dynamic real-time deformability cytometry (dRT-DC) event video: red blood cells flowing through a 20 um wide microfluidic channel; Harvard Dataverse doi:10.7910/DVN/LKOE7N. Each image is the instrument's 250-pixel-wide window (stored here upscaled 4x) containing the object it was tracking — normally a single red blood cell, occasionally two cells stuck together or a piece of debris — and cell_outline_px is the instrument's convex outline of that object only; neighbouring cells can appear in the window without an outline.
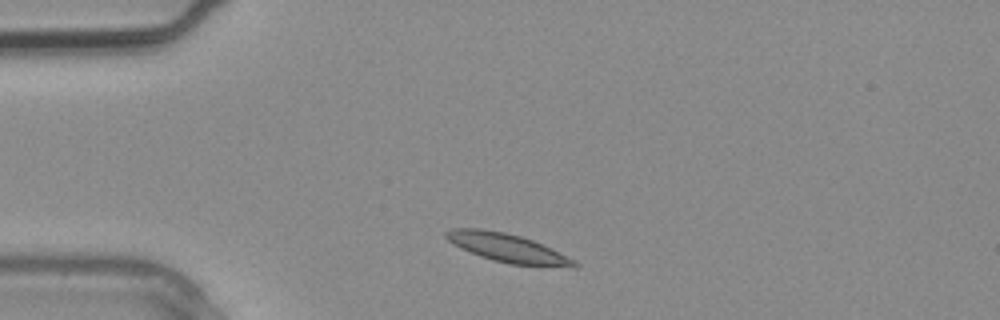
{"species": "common noctule bat (a hibernating species)", "species_latin": "Nyctalus noctula", "temperature_condition": "warm", "stored_images_in_passage": 1, "camera_frame_rate_fps": 3000, "um_per_image_px": 0.085, "animal": {"sex": "male", "body_mass_g": 20.4}, "frame": {"image": 1, "passage_image": 1, "time_ms": 0.0, "image_size_px": [1000, 320], "cell_outline_px": [[580, 264], [576, 268], [572, 268], [508, 264], [492, 260], [480, 256], [460, 248], [452, 244], [444, 236], [444, 232], [452, 228], [480, 228], [504, 232], [520, 236], [532, 240], [576, 260]], "centroid_in_image_um": [43.14, 21.09], "position_along_channel_um": 41.9, "area_um2": 21.56}}